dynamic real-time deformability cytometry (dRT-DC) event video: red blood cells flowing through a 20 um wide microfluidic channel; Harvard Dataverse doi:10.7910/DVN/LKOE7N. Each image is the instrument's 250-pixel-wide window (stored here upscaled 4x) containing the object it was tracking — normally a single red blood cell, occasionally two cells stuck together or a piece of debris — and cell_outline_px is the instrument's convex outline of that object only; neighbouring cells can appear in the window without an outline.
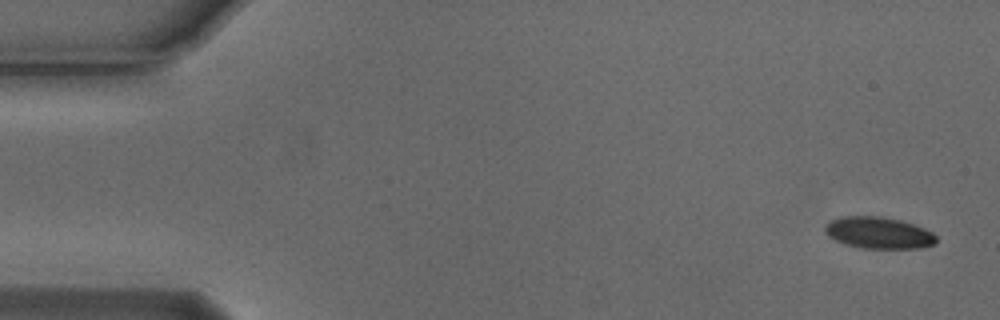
{"species": "Egyptian fruit bat (a non-hibernating species)", "species_latin": "Rousettus aegyptiacus", "temperature_condition": "cold", "stored_images_in_passage": 5, "camera_frame_rate_fps": 3000, "um_per_image_px": 0.085, "animal": {"sex": "male"}, "frame": {"image": 1, "passage_image": 1, "time_ms": 0.0, "image_size_px": [1000, 320], "cell_outline_px": [[936, 244], [920, 248], [864, 248], [844, 244], [828, 236], [824, 232], [824, 224], [832, 220], [844, 216], [880, 216], [900, 220], [924, 228], [932, 232], [936, 236]], "centroid_in_image_um": [74.67, 19.79], "position_along_channel_um": 10.3, "area_um2": 20.52}}
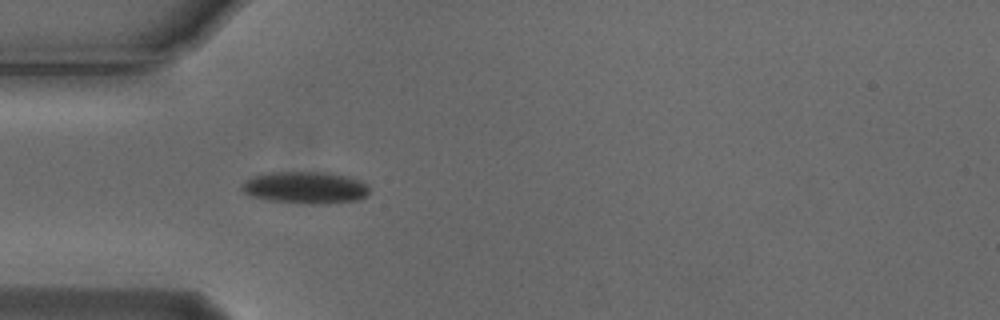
{"frame": {"image": 2, "passage_image": 5, "time_ms": 1.333, "image_size_px": [1000, 320], "cell_outline_px": [[368, 192], [360, 200], [324, 204], [304, 204], [268, 200], [252, 196], [244, 192], [240, 188], [248, 180], [256, 176], [272, 172], [328, 172], [348, 176], [360, 180], [368, 184]], "centroid_in_image_um": [26.01, 15.95], "position_along_channel_um": 59.0, "area_um2": 23.76}}